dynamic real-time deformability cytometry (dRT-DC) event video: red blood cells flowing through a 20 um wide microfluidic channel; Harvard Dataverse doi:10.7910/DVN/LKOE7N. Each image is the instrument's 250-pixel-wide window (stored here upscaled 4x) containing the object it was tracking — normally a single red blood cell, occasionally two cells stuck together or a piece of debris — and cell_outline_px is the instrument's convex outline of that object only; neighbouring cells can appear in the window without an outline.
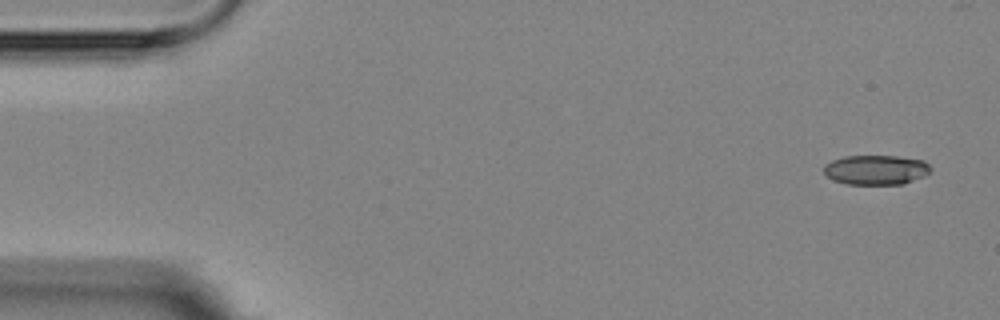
{"species": "Egyptian fruit bat (a non-hibernating species)", "species_latin": "Rousettus aegyptiacus", "temperature_condition": "room temperature", "stored_images_in_passage": 2, "segment_of_instrument_passage": [2, 2], "camera_frame_rate_fps": 3000, "um_per_image_px": 0.085, "animal": {"sex": "female"}, "frame": {"image": 1, "passage_image": 2, "time_ms": 2.0, "image_size_px": [1000, 320], "cell_outline_px": [[932, 168], [924, 176], [904, 184], [848, 184], [832, 180], [824, 172], [824, 164], [832, 160], [844, 156], [896, 156], [924, 160]], "centroid_in_image_um": [74.45, 14.43], "position_along_channel_um": 10.5, "area_um2": 18.5}}